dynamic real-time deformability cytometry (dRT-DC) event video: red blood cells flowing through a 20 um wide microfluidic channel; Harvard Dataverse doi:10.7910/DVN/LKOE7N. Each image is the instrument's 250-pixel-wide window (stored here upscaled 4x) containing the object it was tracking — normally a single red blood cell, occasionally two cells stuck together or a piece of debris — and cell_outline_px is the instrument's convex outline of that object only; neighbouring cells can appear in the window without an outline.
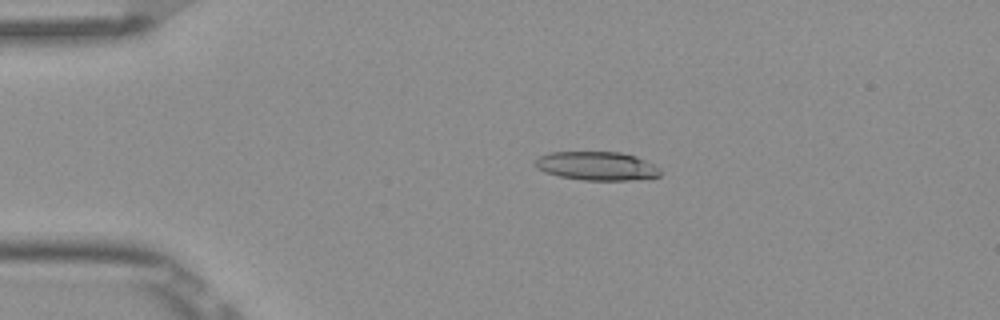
{"species": "Egyptian fruit bat (a non-hibernating species)", "species_latin": "Rousettus aegyptiacus", "temperature_condition": "room temperature", "stored_images_in_passage": 5, "camera_frame_rate_fps": 3000, "um_per_image_px": 0.085, "frame": {"image": 1, "passage_image": 4, "time_ms": 1.0, "image_size_px": [1000, 320], "cell_outline_px": [[660, 176], [632, 180], [584, 180], [560, 176], [544, 172], [536, 168], [532, 164], [540, 156], [548, 152], [620, 152], [636, 156], [660, 168]], "centroid_in_image_um": [50.69, 14.1], "position_along_channel_um": 34.3, "area_um2": 20.92}}